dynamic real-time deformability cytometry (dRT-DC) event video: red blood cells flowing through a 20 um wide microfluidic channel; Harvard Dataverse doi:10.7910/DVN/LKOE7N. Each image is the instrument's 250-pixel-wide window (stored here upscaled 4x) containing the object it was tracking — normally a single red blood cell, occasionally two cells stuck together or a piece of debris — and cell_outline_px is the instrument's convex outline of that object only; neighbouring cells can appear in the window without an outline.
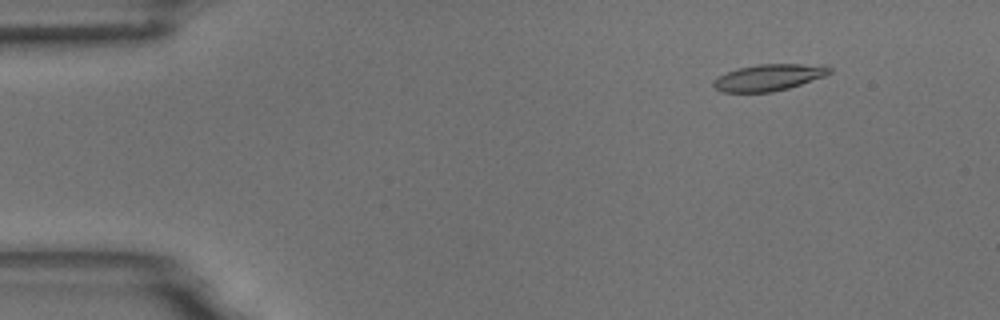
{"species": "common noctule bat (a hibernating species)", "species_latin": "Nyctalus noctula", "temperature_condition": "room temperature", "stored_images_in_passage": 54, "camera_frame_rate_fps": 3000, "um_per_image_px": 0.085, "animal": {"sex": "male", "body_mass_g": 18.8}, "frame": {"image": 1, "passage_image": 6, "time_ms": 1.667, "image_size_px": [1000, 320], "cell_outline_px": [[832, 72], [824, 76], [788, 88], [772, 92], [724, 92], [716, 88], [712, 84], [712, 80], [728, 72], [740, 68], [756, 64], [828, 64], [832, 68]], "centroid_in_image_um": [65.4, 6.57], "position_along_channel_um": 19.6, "area_um2": 17.92}}
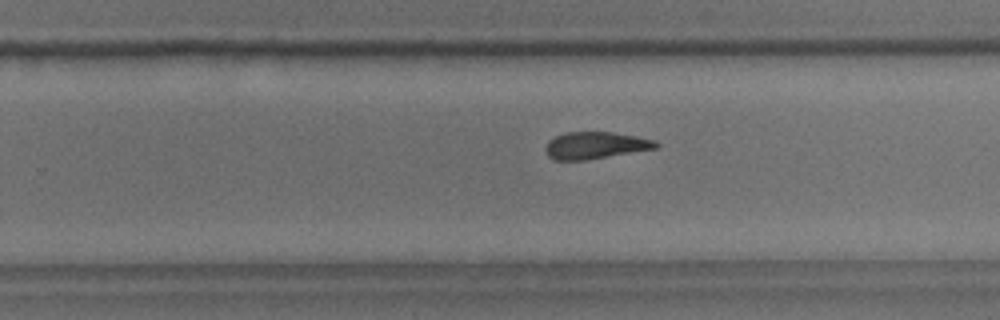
{"frame": {"image": 2, "passage_image": 34, "time_ms": 11.0, "image_size_px": [1000, 320], "cell_outline_px": [[660, 144], [656, 148], [584, 160], [552, 160], [548, 156], [544, 148], [548, 140], [564, 132], [612, 132], [636, 136], [656, 140]], "centroid_in_image_um": [50.57, 12.35], "position_along_channel_um": 279.2, "area_um2": 17.34}}
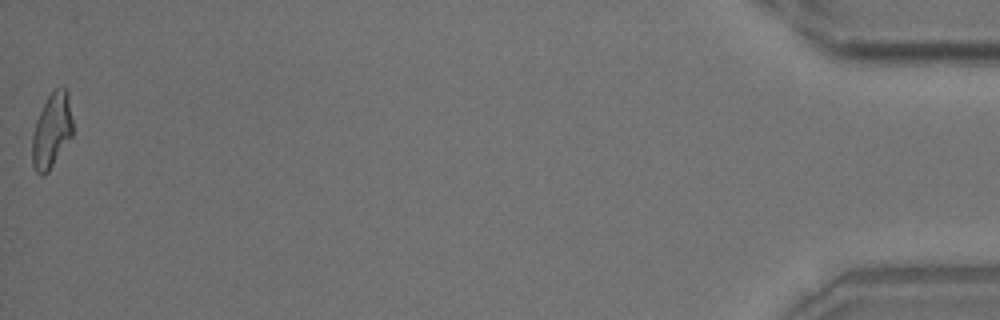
{"frame": {"image": 3, "passage_image": 54, "time_ms": 17.667, "image_size_px": [1000, 320], "cell_outline_px": [[72, 136], [48, 172], [40, 176], [36, 172], [32, 164], [32, 136], [36, 120], [48, 96], [60, 84], [68, 92], [72, 120]], "centroid_in_image_um": [4.39, 11.1], "position_along_channel_um": 430.8, "area_um2": 17.63}, "authors_computed_cell_mechanics": {"area_um2": 18.0914, "velocity_mm_per_s": 3.7125, "shape_relaxation_time_tau1_ms": 5.228, "shape_relaxation_time_tau2_ms": 3.0877, "deformation_change_tau1": 0.2079, "deformation_change_tau2": 0.1379}}